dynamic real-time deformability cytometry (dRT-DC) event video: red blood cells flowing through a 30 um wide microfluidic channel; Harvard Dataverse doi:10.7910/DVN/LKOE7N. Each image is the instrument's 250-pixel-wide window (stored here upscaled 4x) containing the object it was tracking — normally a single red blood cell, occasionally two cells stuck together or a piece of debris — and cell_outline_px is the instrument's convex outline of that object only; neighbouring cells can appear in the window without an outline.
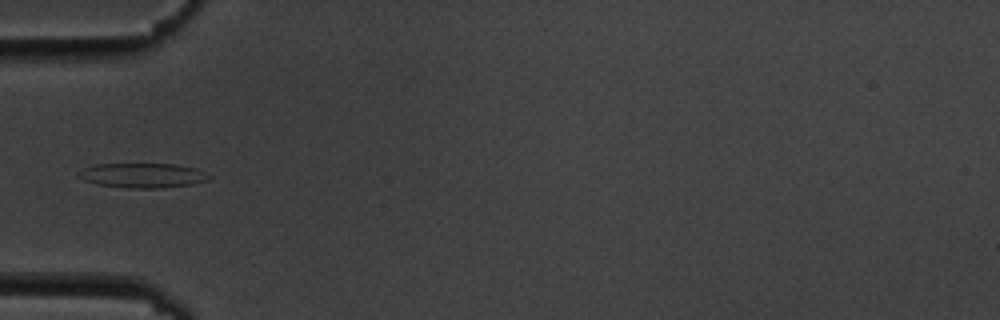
{"species": "common noctule bat (a hibernating species)", "species_latin": "Nyctalus noctula", "temperature_condition": "cold", "stored_images_in_passage": 5, "camera_frame_rate_fps": 3000, "um_per_image_px": 0.085, "animal": {"sex": "male", "body_mass_g": 19.5, "forearm_length_mm": 54.6}, "frame": {"image": 1, "passage_image": 3, "time_ms": 3.333, "image_size_px": [1000, 320], "cell_outline_px": [[212, 180], [192, 184], [160, 188], [128, 188], [96, 184], [84, 180], [76, 176], [76, 172], [84, 168], [96, 164], [176, 164], [196, 168], [212, 176]], "centroid_in_image_um": [12.13, 14.91], "position_along_channel_um": 72.9, "area_um2": 18.96}}
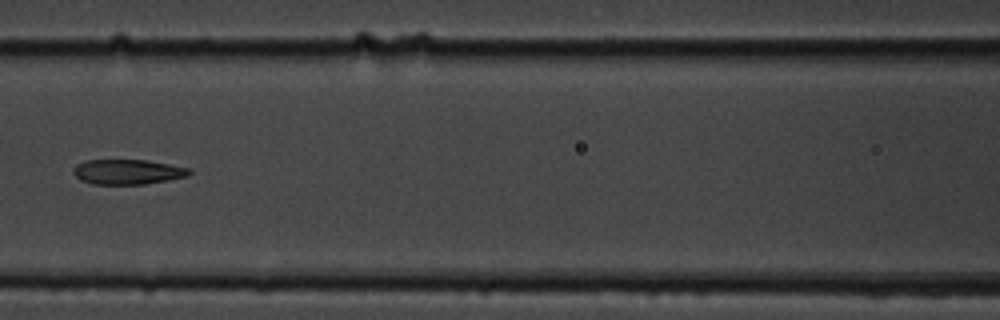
{"frame": {"image": 2, "passage_image": 5, "time_ms": 5.667, "image_size_px": [1000, 320], "cell_outline_px": [[192, 172], [188, 176], [168, 180], [144, 184], [92, 184], [80, 180], [72, 172], [72, 168], [76, 164], [84, 160], [148, 160], [188, 168]], "centroid_in_image_um": [10.8, 14.6], "position_along_channel_um": 155.8, "area_um2": 16.94}}